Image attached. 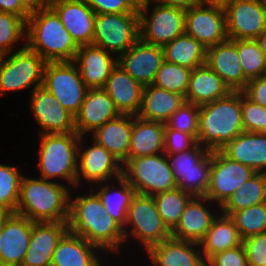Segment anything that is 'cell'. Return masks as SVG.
<instances>
[{
    "label": "cell",
    "instance_id": "cell-1",
    "mask_svg": "<svg viewBox=\"0 0 266 266\" xmlns=\"http://www.w3.org/2000/svg\"><path fill=\"white\" fill-rule=\"evenodd\" d=\"M82 195L70 194L68 230L80 235L102 252L120 254L125 244L123 228L111 217L104 208L98 195L89 188ZM73 195V196H72Z\"/></svg>",
    "mask_w": 266,
    "mask_h": 266
},
{
    "label": "cell",
    "instance_id": "cell-2",
    "mask_svg": "<svg viewBox=\"0 0 266 266\" xmlns=\"http://www.w3.org/2000/svg\"><path fill=\"white\" fill-rule=\"evenodd\" d=\"M70 194L68 185L24 175L15 213L32 222H67Z\"/></svg>",
    "mask_w": 266,
    "mask_h": 266
},
{
    "label": "cell",
    "instance_id": "cell-3",
    "mask_svg": "<svg viewBox=\"0 0 266 266\" xmlns=\"http://www.w3.org/2000/svg\"><path fill=\"white\" fill-rule=\"evenodd\" d=\"M244 132L241 91L199 106L197 142L209 151H220Z\"/></svg>",
    "mask_w": 266,
    "mask_h": 266
},
{
    "label": "cell",
    "instance_id": "cell-4",
    "mask_svg": "<svg viewBox=\"0 0 266 266\" xmlns=\"http://www.w3.org/2000/svg\"><path fill=\"white\" fill-rule=\"evenodd\" d=\"M26 46L46 62L73 61L79 49L48 5L30 13L26 21Z\"/></svg>",
    "mask_w": 266,
    "mask_h": 266
},
{
    "label": "cell",
    "instance_id": "cell-5",
    "mask_svg": "<svg viewBox=\"0 0 266 266\" xmlns=\"http://www.w3.org/2000/svg\"><path fill=\"white\" fill-rule=\"evenodd\" d=\"M38 135V176L58 183L62 181V184L65 180V185L75 189L80 135L77 132Z\"/></svg>",
    "mask_w": 266,
    "mask_h": 266
},
{
    "label": "cell",
    "instance_id": "cell-6",
    "mask_svg": "<svg viewBox=\"0 0 266 266\" xmlns=\"http://www.w3.org/2000/svg\"><path fill=\"white\" fill-rule=\"evenodd\" d=\"M122 176L141 195L153 196L177 188L164 152L127 159L122 165Z\"/></svg>",
    "mask_w": 266,
    "mask_h": 266
},
{
    "label": "cell",
    "instance_id": "cell-7",
    "mask_svg": "<svg viewBox=\"0 0 266 266\" xmlns=\"http://www.w3.org/2000/svg\"><path fill=\"white\" fill-rule=\"evenodd\" d=\"M21 46L12 54L0 56V96L30 88L32 92L42 86L46 61L26 43Z\"/></svg>",
    "mask_w": 266,
    "mask_h": 266
},
{
    "label": "cell",
    "instance_id": "cell-8",
    "mask_svg": "<svg viewBox=\"0 0 266 266\" xmlns=\"http://www.w3.org/2000/svg\"><path fill=\"white\" fill-rule=\"evenodd\" d=\"M123 232L125 243L134 238L141 244L144 252L171 237V232L158 213L153 196L141 194H136L129 206Z\"/></svg>",
    "mask_w": 266,
    "mask_h": 266
},
{
    "label": "cell",
    "instance_id": "cell-9",
    "mask_svg": "<svg viewBox=\"0 0 266 266\" xmlns=\"http://www.w3.org/2000/svg\"><path fill=\"white\" fill-rule=\"evenodd\" d=\"M140 39L139 11L95 14L92 44L117 58Z\"/></svg>",
    "mask_w": 266,
    "mask_h": 266
},
{
    "label": "cell",
    "instance_id": "cell-10",
    "mask_svg": "<svg viewBox=\"0 0 266 266\" xmlns=\"http://www.w3.org/2000/svg\"><path fill=\"white\" fill-rule=\"evenodd\" d=\"M138 11L140 39L146 43L163 47L185 33V9L153 1Z\"/></svg>",
    "mask_w": 266,
    "mask_h": 266
},
{
    "label": "cell",
    "instance_id": "cell-11",
    "mask_svg": "<svg viewBox=\"0 0 266 266\" xmlns=\"http://www.w3.org/2000/svg\"><path fill=\"white\" fill-rule=\"evenodd\" d=\"M168 156L177 188L192 196H205L211 175V151L198 143Z\"/></svg>",
    "mask_w": 266,
    "mask_h": 266
},
{
    "label": "cell",
    "instance_id": "cell-12",
    "mask_svg": "<svg viewBox=\"0 0 266 266\" xmlns=\"http://www.w3.org/2000/svg\"><path fill=\"white\" fill-rule=\"evenodd\" d=\"M42 86L75 116L88 90L73 61L46 62Z\"/></svg>",
    "mask_w": 266,
    "mask_h": 266
},
{
    "label": "cell",
    "instance_id": "cell-13",
    "mask_svg": "<svg viewBox=\"0 0 266 266\" xmlns=\"http://www.w3.org/2000/svg\"><path fill=\"white\" fill-rule=\"evenodd\" d=\"M86 137L80 136L79 140L76 188H82V184L86 186L87 183L93 187L94 184L122 176L123 164L95 140L92 139L88 144Z\"/></svg>",
    "mask_w": 266,
    "mask_h": 266
},
{
    "label": "cell",
    "instance_id": "cell-14",
    "mask_svg": "<svg viewBox=\"0 0 266 266\" xmlns=\"http://www.w3.org/2000/svg\"><path fill=\"white\" fill-rule=\"evenodd\" d=\"M255 172L221 150L211 152V175L205 197L221 207Z\"/></svg>",
    "mask_w": 266,
    "mask_h": 266
},
{
    "label": "cell",
    "instance_id": "cell-15",
    "mask_svg": "<svg viewBox=\"0 0 266 266\" xmlns=\"http://www.w3.org/2000/svg\"><path fill=\"white\" fill-rule=\"evenodd\" d=\"M29 108L36 124L38 134H64L76 132L74 116L69 113L43 86L30 92Z\"/></svg>",
    "mask_w": 266,
    "mask_h": 266
},
{
    "label": "cell",
    "instance_id": "cell-16",
    "mask_svg": "<svg viewBox=\"0 0 266 266\" xmlns=\"http://www.w3.org/2000/svg\"><path fill=\"white\" fill-rule=\"evenodd\" d=\"M185 33L206 49L228 39L224 8L197 5L185 10Z\"/></svg>",
    "mask_w": 266,
    "mask_h": 266
},
{
    "label": "cell",
    "instance_id": "cell-17",
    "mask_svg": "<svg viewBox=\"0 0 266 266\" xmlns=\"http://www.w3.org/2000/svg\"><path fill=\"white\" fill-rule=\"evenodd\" d=\"M224 10L230 40L256 39L266 29V8L258 0H231Z\"/></svg>",
    "mask_w": 266,
    "mask_h": 266
},
{
    "label": "cell",
    "instance_id": "cell-18",
    "mask_svg": "<svg viewBox=\"0 0 266 266\" xmlns=\"http://www.w3.org/2000/svg\"><path fill=\"white\" fill-rule=\"evenodd\" d=\"M219 212L220 207L207 197L194 196L187 203L179 222L171 231V237L199 243Z\"/></svg>",
    "mask_w": 266,
    "mask_h": 266
},
{
    "label": "cell",
    "instance_id": "cell-19",
    "mask_svg": "<svg viewBox=\"0 0 266 266\" xmlns=\"http://www.w3.org/2000/svg\"><path fill=\"white\" fill-rule=\"evenodd\" d=\"M47 5L78 46L92 44L96 13L84 0H48Z\"/></svg>",
    "mask_w": 266,
    "mask_h": 266
},
{
    "label": "cell",
    "instance_id": "cell-20",
    "mask_svg": "<svg viewBox=\"0 0 266 266\" xmlns=\"http://www.w3.org/2000/svg\"><path fill=\"white\" fill-rule=\"evenodd\" d=\"M33 222L10 213L0 231V266H21L30 244Z\"/></svg>",
    "mask_w": 266,
    "mask_h": 266
},
{
    "label": "cell",
    "instance_id": "cell-21",
    "mask_svg": "<svg viewBox=\"0 0 266 266\" xmlns=\"http://www.w3.org/2000/svg\"><path fill=\"white\" fill-rule=\"evenodd\" d=\"M163 61V48L141 39L117 58V63L143 86L153 83Z\"/></svg>",
    "mask_w": 266,
    "mask_h": 266
},
{
    "label": "cell",
    "instance_id": "cell-22",
    "mask_svg": "<svg viewBox=\"0 0 266 266\" xmlns=\"http://www.w3.org/2000/svg\"><path fill=\"white\" fill-rule=\"evenodd\" d=\"M118 115L113 100L103 88L88 89L74 116L75 130L80 136H91L97 128Z\"/></svg>",
    "mask_w": 266,
    "mask_h": 266
},
{
    "label": "cell",
    "instance_id": "cell-23",
    "mask_svg": "<svg viewBox=\"0 0 266 266\" xmlns=\"http://www.w3.org/2000/svg\"><path fill=\"white\" fill-rule=\"evenodd\" d=\"M67 231V222H33L30 244L21 266H51L57 244Z\"/></svg>",
    "mask_w": 266,
    "mask_h": 266
},
{
    "label": "cell",
    "instance_id": "cell-24",
    "mask_svg": "<svg viewBox=\"0 0 266 266\" xmlns=\"http://www.w3.org/2000/svg\"><path fill=\"white\" fill-rule=\"evenodd\" d=\"M73 62L88 89L103 88L117 57L93 44L79 46Z\"/></svg>",
    "mask_w": 266,
    "mask_h": 266
},
{
    "label": "cell",
    "instance_id": "cell-25",
    "mask_svg": "<svg viewBox=\"0 0 266 266\" xmlns=\"http://www.w3.org/2000/svg\"><path fill=\"white\" fill-rule=\"evenodd\" d=\"M102 253L98 247L68 230L57 244L51 266H104Z\"/></svg>",
    "mask_w": 266,
    "mask_h": 266
},
{
    "label": "cell",
    "instance_id": "cell-26",
    "mask_svg": "<svg viewBox=\"0 0 266 266\" xmlns=\"http://www.w3.org/2000/svg\"><path fill=\"white\" fill-rule=\"evenodd\" d=\"M206 64L232 91H242L248 82L240 64L236 40L227 39L207 48Z\"/></svg>",
    "mask_w": 266,
    "mask_h": 266
},
{
    "label": "cell",
    "instance_id": "cell-27",
    "mask_svg": "<svg viewBox=\"0 0 266 266\" xmlns=\"http://www.w3.org/2000/svg\"><path fill=\"white\" fill-rule=\"evenodd\" d=\"M103 89L113 100L119 114L138 115L144 86L133 79L118 63L111 70Z\"/></svg>",
    "mask_w": 266,
    "mask_h": 266
},
{
    "label": "cell",
    "instance_id": "cell-28",
    "mask_svg": "<svg viewBox=\"0 0 266 266\" xmlns=\"http://www.w3.org/2000/svg\"><path fill=\"white\" fill-rule=\"evenodd\" d=\"M145 253L152 266H206L199 243L168 238Z\"/></svg>",
    "mask_w": 266,
    "mask_h": 266
},
{
    "label": "cell",
    "instance_id": "cell-29",
    "mask_svg": "<svg viewBox=\"0 0 266 266\" xmlns=\"http://www.w3.org/2000/svg\"><path fill=\"white\" fill-rule=\"evenodd\" d=\"M221 151L255 173L266 174V133L242 132Z\"/></svg>",
    "mask_w": 266,
    "mask_h": 266
},
{
    "label": "cell",
    "instance_id": "cell-30",
    "mask_svg": "<svg viewBox=\"0 0 266 266\" xmlns=\"http://www.w3.org/2000/svg\"><path fill=\"white\" fill-rule=\"evenodd\" d=\"M97 186L88 188H91L98 195L107 212L124 228L129 206L137 194L136 190L123 176L110 180V182L97 183Z\"/></svg>",
    "mask_w": 266,
    "mask_h": 266
},
{
    "label": "cell",
    "instance_id": "cell-31",
    "mask_svg": "<svg viewBox=\"0 0 266 266\" xmlns=\"http://www.w3.org/2000/svg\"><path fill=\"white\" fill-rule=\"evenodd\" d=\"M232 90L207 64L192 69L186 102L201 106L228 95Z\"/></svg>",
    "mask_w": 266,
    "mask_h": 266
},
{
    "label": "cell",
    "instance_id": "cell-32",
    "mask_svg": "<svg viewBox=\"0 0 266 266\" xmlns=\"http://www.w3.org/2000/svg\"><path fill=\"white\" fill-rule=\"evenodd\" d=\"M131 133L132 115L120 114L91 133V139L123 164L128 159Z\"/></svg>",
    "mask_w": 266,
    "mask_h": 266
},
{
    "label": "cell",
    "instance_id": "cell-33",
    "mask_svg": "<svg viewBox=\"0 0 266 266\" xmlns=\"http://www.w3.org/2000/svg\"><path fill=\"white\" fill-rule=\"evenodd\" d=\"M185 97L153 84L144 86L142 105L138 117L143 120L165 123L185 102Z\"/></svg>",
    "mask_w": 266,
    "mask_h": 266
},
{
    "label": "cell",
    "instance_id": "cell-34",
    "mask_svg": "<svg viewBox=\"0 0 266 266\" xmlns=\"http://www.w3.org/2000/svg\"><path fill=\"white\" fill-rule=\"evenodd\" d=\"M243 243L233 219L221 212L213 219L204 238L199 242L204 261L213 255Z\"/></svg>",
    "mask_w": 266,
    "mask_h": 266
},
{
    "label": "cell",
    "instance_id": "cell-35",
    "mask_svg": "<svg viewBox=\"0 0 266 266\" xmlns=\"http://www.w3.org/2000/svg\"><path fill=\"white\" fill-rule=\"evenodd\" d=\"M165 123L132 115V133L128 159L163 153Z\"/></svg>",
    "mask_w": 266,
    "mask_h": 266
},
{
    "label": "cell",
    "instance_id": "cell-36",
    "mask_svg": "<svg viewBox=\"0 0 266 266\" xmlns=\"http://www.w3.org/2000/svg\"><path fill=\"white\" fill-rule=\"evenodd\" d=\"M164 60L188 69L206 64L207 49L186 33L176 37L163 47Z\"/></svg>",
    "mask_w": 266,
    "mask_h": 266
},
{
    "label": "cell",
    "instance_id": "cell-37",
    "mask_svg": "<svg viewBox=\"0 0 266 266\" xmlns=\"http://www.w3.org/2000/svg\"><path fill=\"white\" fill-rule=\"evenodd\" d=\"M266 202V174L255 173L240 186L220 207L222 214L233 212Z\"/></svg>",
    "mask_w": 266,
    "mask_h": 266
},
{
    "label": "cell",
    "instance_id": "cell-38",
    "mask_svg": "<svg viewBox=\"0 0 266 266\" xmlns=\"http://www.w3.org/2000/svg\"><path fill=\"white\" fill-rule=\"evenodd\" d=\"M193 197L190 193L179 188L153 195L158 213L170 232L179 222L187 203Z\"/></svg>",
    "mask_w": 266,
    "mask_h": 266
},
{
    "label": "cell",
    "instance_id": "cell-39",
    "mask_svg": "<svg viewBox=\"0 0 266 266\" xmlns=\"http://www.w3.org/2000/svg\"><path fill=\"white\" fill-rule=\"evenodd\" d=\"M236 47L243 74L248 80L266 74V56L256 39L236 40Z\"/></svg>",
    "mask_w": 266,
    "mask_h": 266
},
{
    "label": "cell",
    "instance_id": "cell-40",
    "mask_svg": "<svg viewBox=\"0 0 266 266\" xmlns=\"http://www.w3.org/2000/svg\"><path fill=\"white\" fill-rule=\"evenodd\" d=\"M23 176L17 166L0 163V209L16 212Z\"/></svg>",
    "mask_w": 266,
    "mask_h": 266
},
{
    "label": "cell",
    "instance_id": "cell-41",
    "mask_svg": "<svg viewBox=\"0 0 266 266\" xmlns=\"http://www.w3.org/2000/svg\"><path fill=\"white\" fill-rule=\"evenodd\" d=\"M191 72V69L164 60L152 84L185 97L189 87Z\"/></svg>",
    "mask_w": 266,
    "mask_h": 266
},
{
    "label": "cell",
    "instance_id": "cell-42",
    "mask_svg": "<svg viewBox=\"0 0 266 266\" xmlns=\"http://www.w3.org/2000/svg\"><path fill=\"white\" fill-rule=\"evenodd\" d=\"M230 217L242 240L266 232V202L235 211Z\"/></svg>",
    "mask_w": 266,
    "mask_h": 266
},
{
    "label": "cell",
    "instance_id": "cell-43",
    "mask_svg": "<svg viewBox=\"0 0 266 266\" xmlns=\"http://www.w3.org/2000/svg\"><path fill=\"white\" fill-rule=\"evenodd\" d=\"M26 43V21L20 16L0 12V56L14 52L18 41Z\"/></svg>",
    "mask_w": 266,
    "mask_h": 266
},
{
    "label": "cell",
    "instance_id": "cell-44",
    "mask_svg": "<svg viewBox=\"0 0 266 266\" xmlns=\"http://www.w3.org/2000/svg\"><path fill=\"white\" fill-rule=\"evenodd\" d=\"M199 106L184 102L165 122V128L193 135L198 139Z\"/></svg>",
    "mask_w": 266,
    "mask_h": 266
},
{
    "label": "cell",
    "instance_id": "cell-45",
    "mask_svg": "<svg viewBox=\"0 0 266 266\" xmlns=\"http://www.w3.org/2000/svg\"><path fill=\"white\" fill-rule=\"evenodd\" d=\"M241 116L244 132L266 133V108L253 103L242 91Z\"/></svg>",
    "mask_w": 266,
    "mask_h": 266
},
{
    "label": "cell",
    "instance_id": "cell-46",
    "mask_svg": "<svg viewBox=\"0 0 266 266\" xmlns=\"http://www.w3.org/2000/svg\"><path fill=\"white\" fill-rule=\"evenodd\" d=\"M197 139L188 133L165 128L164 149L165 154H175L193 148L197 144Z\"/></svg>",
    "mask_w": 266,
    "mask_h": 266
},
{
    "label": "cell",
    "instance_id": "cell-47",
    "mask_svg": "<svg viewBox=\"0 0 266 266\" xmlns=\"http://www.w3.org/2000/svg\"><path fill=\"white\" fill-rule=\"evenodd\" d=\"M248 266H266V232L243 240Z\"/></svg>",
    "mask_w": 266,
    "mask_h": 266
},
{
    "label": "cell",
    "instance_id": "cell-48",
    "mask_svg": "<svg viewBox=\"0 0 266 266\" xmlns=\"http://www.w3.org/2000/svg\"><path fill=\"white\" fill-rule=\"evenodd\" d=\"M206 266H248L247 254L243 243L213 255Z\"/></svg>",
    "mask_w": 266,
    "mask_h": 266
},
{
    "label": "cell",
    "instance_id": "cell-49",
    "mask_svg": "<svg viewBox=\"0 0 266 266\" xmlns=\"http://www.w3.org/2000/svg\"><path fill=\"white\" fill-rule=\"evenodd\" d=\"M96 14L132 13L137 9L129 0H84Z\"/></svg>",
    "mask_w": 266,
    "mask_h": 266
},
{
    "label": "cell",
    "instance_id": "cell-50",
    "mask_svg": "<svg viewBox=\"0 0 266 266\" xmlns=\"http://www.w3.org/2000/svg\"><path fill=\"white\" fill-rule=\"evenodd\" d=\"M242 92L253 103L266 108V74L248 80Z\"/></svg>",
    "mask_w": 266,
    "mask_h": 266
},
{
    "label": "cell",
    "instance_id": "cell-51",
    "mask_svg": "<svg viewBox=\"0 0 266 266\" xmlns=\"http://www.w3.org/2000/svg\"><path fill=\"white\" fill-rule=\"evenodd\" d=\"M0 12L12 13L20 16L25 21L30 13L21 5L19 0H0Z\"/></svg>",
    "mask_w": 266,
    "mask_h": 266
},
{
    "label": "cell",
    "instance_id": "cell-52",
    "mask_svg": "<svg viewBox=\"0 0 266 266\" xmlns=\"http://www.w3.org/2000/svg\"><path fill=\"white\" fill-rule=\"evenodd\" d=\"M154 1L165 6L179 7L185 10L200 5V0H154Z\"/></svg>",
    "mask_w": 266,
    "mask_h": 266
},
{
    "label": "cell",
    "instance_id": "cell-53",
    "mask_svg": "<svg viewBox=\"0 0 266 266\" xmlns=\"http://www.w3.org/2000/svg\"><path fill=\"white\" fill-rule=\"evenodd\" d=\"M19 2L29 13L38 11L48 4V0H19Z\"/></svg>",
    "mask_w": 266,
    "mask_h": 266
},
{
    "label": "cell",
    "instance_id": "cell-54",
    "mask_svg": "<svg viewBox=\"0 0 266 266\" xmlns=\"http://www.w3.org/2000/svg\"><path fill=\"white\" fill-rule=\"evenodd\" d=\"M231 0H200V5L225 8Z\"/></svg>",
    "mask_w": 266,
    "mask_h": 266
},
{
    "label": "cell",
    "instance_id": "cell-55",
    "mask_svg": "<svg viewBox=\"0 0 266 266\" xmlns=\"http://www.w3.org/2000/svg\"><path fill=\"white\" fill-rule=\"evenodd\" d=\"M264 55L266 56V29L256 38Z\"/></svg>",
    "mask_w": 266,
    "mask_h": 266
},
{
    "label": "cell",
    "instance_id": "cell-56",
    "mask_svg": "<svg viewBox=\"0 0 266 266\" xmlns=\"http://www.w3.org/2000/svg\"><path fill=\"white\" fill-rule=\"evenodd\" d=\"M129 1L136 9H140L148 5L150 2H153L154 0H129Z\"/></svg>",
    "mask_w": 266,
    "mask_h": 266
},
{
    "label": "cell",
    "instance_id": "cell-57",
    "mask_svg": "<svg viewBox=\"0 0 266 266\" xmlns=\"http://www.w3.org/2000/svg\"><path fill=\"white\" fill-rule=\"evenodd\" d=\"M10 213L6 210L0 209V231L2 230L5 219Z\"/></svg>",
    "mask_w": 266,
    "mask_h": 266
},
{
    "label": "cell",
    "instance_id": "cell-58",
    "mask_svg": "<svg viewBox=\"0 0 266 266\" xmlns=\"http://www.w3.org/2000/svg\"><path fill=\"white\" fill-rule=\"evenodd\" d=\"M258 2L266 8V0H258Z\"/></svg>",
    "mask_w": 266,
    "mask_h": 266
}]
</instances>
